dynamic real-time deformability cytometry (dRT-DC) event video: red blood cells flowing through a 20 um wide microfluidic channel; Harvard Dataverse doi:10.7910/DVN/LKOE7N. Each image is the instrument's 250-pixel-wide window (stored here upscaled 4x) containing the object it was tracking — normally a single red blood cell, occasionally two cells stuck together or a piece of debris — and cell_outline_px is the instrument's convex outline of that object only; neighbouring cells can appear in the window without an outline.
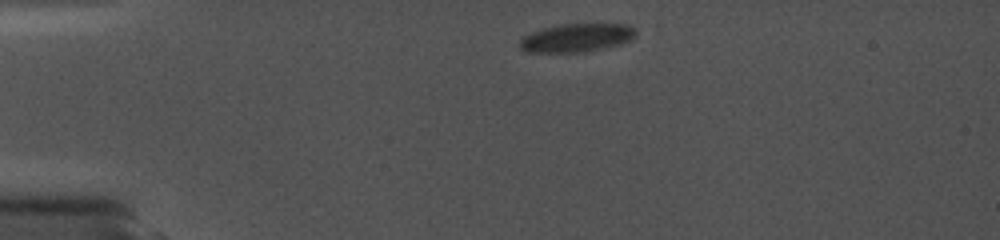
{"species": "common noctule bat (a hibernating species)", "species_latin": "Nyctalus noctula", "temperature_condition": "cold", "stored_images_in_passage": 18, "camera_frame_rate_fps": 5000, "um_per_image_px": 0.085, "animal": {"sex": "female", "body_mass_g": 19.0, "forearm_length_mm": 56.7}, "frame": {"image": 1, "passage_image": 1, "time_ms": 0.0, "image_size_px": [1000, 240], "cell_outline_px": [[636, 36], [620, 44], [600, 48], [576, 52], [528, 52], [520, 48], [520, 40], [524, 36], [532, 32], [544, 28], [560, 24], [632, 24], [636, 28]], "centroid_in_image_um": [49.03, 3.19], "position_along_channel_um": 36.0, "area_um2": 18.96}}
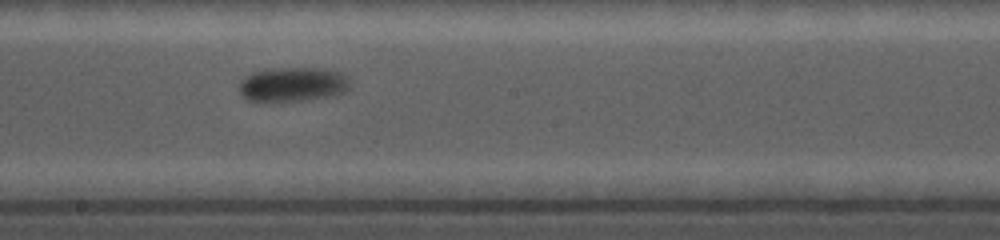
{"frame": {"image": 2, "passage_image": 9, "time_ms": 6.6, "image_size_px": [1000, 240], "cell_outline_px": [[352, 88], [344, 92], [328, 96], [300, 100], [248, 100], [240, 96], [240, 80], [244, 76], [252, 72], [264, 68], [320, 68], [340, 72], [348, 76], [352, 80]], "centroid_in_image_um": [24.91, 7.14], "position_along_channel_um": 223.3, "area_um2": 22.37}}
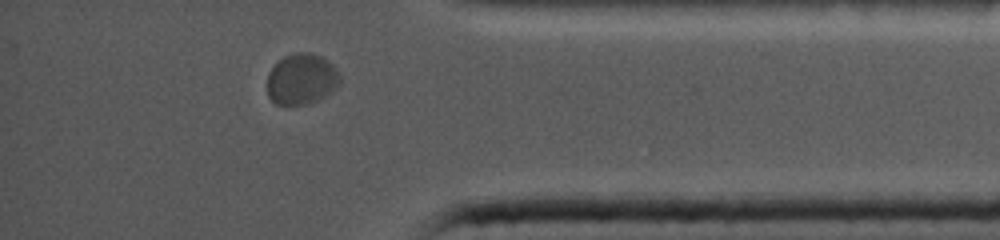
{"frame": {"image": 3, "passage_image": 16, "time_ms": 11.8, "image_size_px": [1000, 240], "cell_outline_px": [[340, 84], [332, 92], [316, 100], [304, 104], [276, 104], [268, 96], [268, 72], [284, 56], [296, 52], [308, 52], [320, 56], [328, 60], [336, 68], [340, 76]], "centroid_in_image_um": [25.65, 6.71], "position_along_channel_um": 409.5, "area_um2": 21.44}}